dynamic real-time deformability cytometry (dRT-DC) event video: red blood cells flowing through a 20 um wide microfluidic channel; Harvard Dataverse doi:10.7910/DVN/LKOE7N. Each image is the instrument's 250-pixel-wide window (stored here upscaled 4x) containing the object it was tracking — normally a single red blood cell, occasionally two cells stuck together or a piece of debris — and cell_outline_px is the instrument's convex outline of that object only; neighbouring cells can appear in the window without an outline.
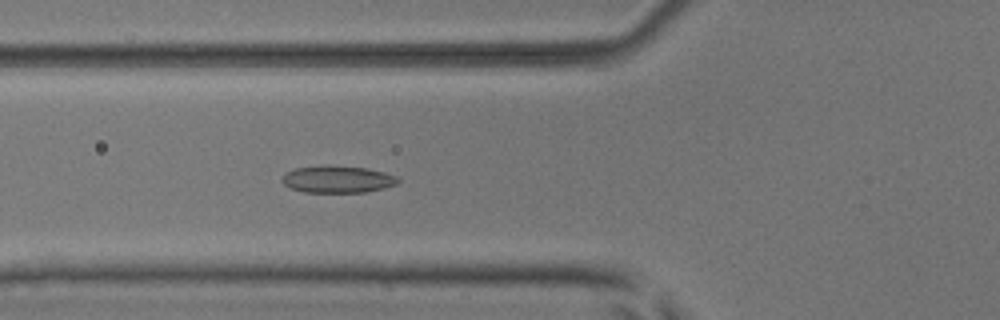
{"species": "common noctule bat (a hibernating species)", "species_latin": "Nyctalus noctula", "temperature_condition": "room temperature", "stored_images_in_passage": 50, "camera_frame_rate_fps": 3000, "um_per_image_px": 0.085, "animal": {"sex": "male", "body_mass_g": 17.9, "forearm_length_mm": 54.2}, "frame": {"image": 1, "passage_image": 18, "time_ms": 5.667, "image_size_px": [1000, 320], "cell_outline_px": [[400, 180], [396, 184], [384, 188], [368, 192], [304, 192], [288, 188], [280, 180], [288, 172], [296, 168], [328, 164], [368, 168], [384, 172], [396, 176]], "centroid_in_image_um": [28.69, 15.23], "position_along_channel_um": 97.1, "area_um2": 18.5}}
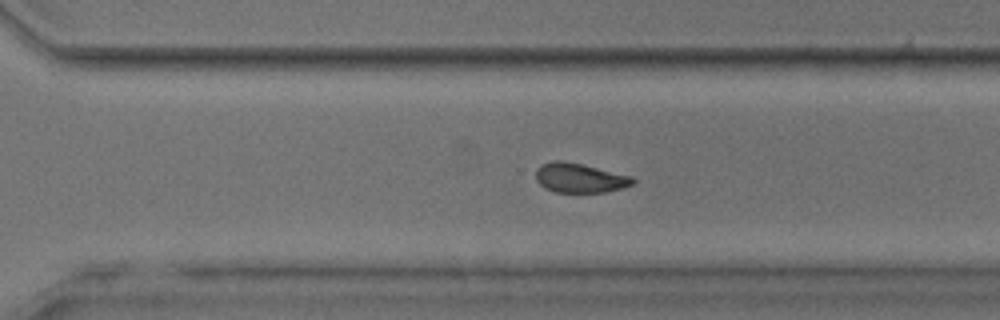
{"frame": {"image": 2, "passage_image": 35, "time_ms": 11.333, "image_size_px": [1000, 320], "cell_outline_px": [[636, 180], [632, 184], [620, 188], [604, 192], [556, 192], [544, 188], [536, 180], [536, 168], [540, 164], [552, 160], [564, 160], [632, 176]], "centroid_in_image_um": [49.22, 15.11], "position_along_channel_um": 321.4, "area_um2": 16.65}}
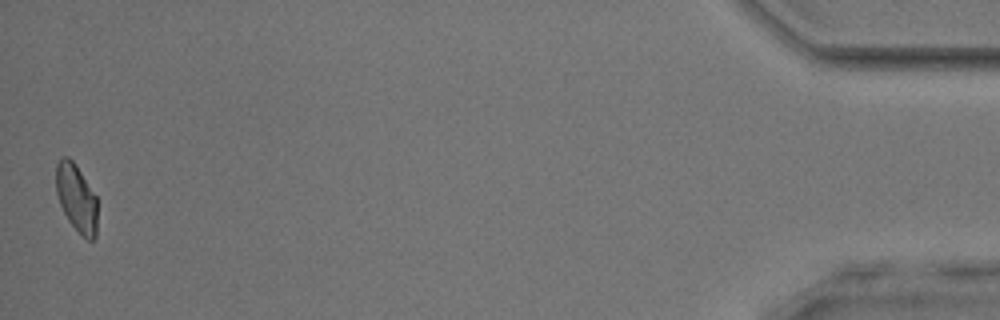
{"frame": {"image": 3, "passage_image": 50, "time_ms": 16.333, "image_size_px": [1000, 320], "cell_outline_px": [[96, 236], [92, 240], [88, 240], [68, 220], [60, 204], [56, 192], [56, 164], [64, 156], [68, 156], [76, 164], [96, 196]], "centroid_in_image_um": [6.49, 16.79], "position_along_channel_um": 428.7, "area_um2": 16.01}, "authors_computed_cell_mechanics": {"area_um2": 17.3978, "velocity_mm_per_s": 3.9659, "shape_relaxation_time_tau1_ms": 5.6988, "shape_relaxation_time_tau2_ms": 1.9865, "deformation_change_tau1": 0.0979, "deformation_change_tau2": 0.0779}}